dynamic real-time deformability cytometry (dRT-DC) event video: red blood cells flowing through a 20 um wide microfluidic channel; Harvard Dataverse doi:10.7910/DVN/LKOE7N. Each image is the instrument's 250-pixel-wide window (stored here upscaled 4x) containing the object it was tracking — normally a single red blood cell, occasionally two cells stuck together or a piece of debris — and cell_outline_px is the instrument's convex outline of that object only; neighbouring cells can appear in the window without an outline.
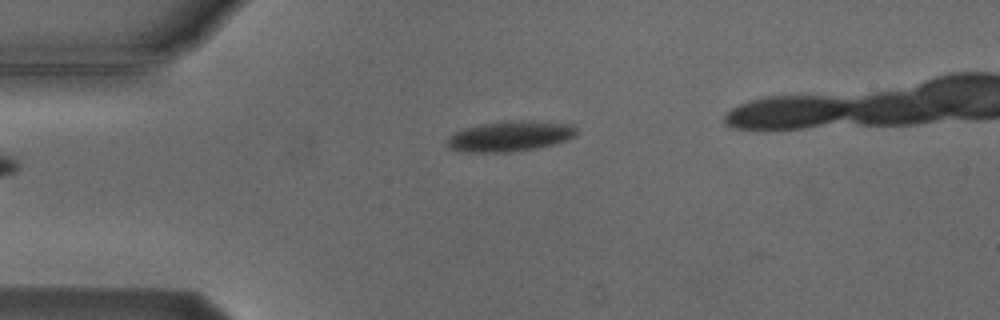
{"species": "Egyptian fruit bat (a non-hibernating species)", "species_latin": "Rousettus aegyptiacus", "temperature_condition": "cold", "stored_images_in_passage": 2, "camera_frame_rate_fps": 3000, "um_per_image_px": 0.085, "animal": {"sex": "male"}, "frame": {"image": 1, "passage_image": 2, "time_ms": 1.333, "image_size_px": [1000, 320], "cell_outline_px": [[580, 132], [576, 136], [552, 144], [536, 148], [512, 152], [468, 152], [448, 148], [448, 136], [464, 128], [480, 124], [512, 120], [532, 120], [572, 124]], "centroid_in_image_um": [43.39, 11.56], "position_along_channel_um": 41.6, "area_um2": 23.0}}